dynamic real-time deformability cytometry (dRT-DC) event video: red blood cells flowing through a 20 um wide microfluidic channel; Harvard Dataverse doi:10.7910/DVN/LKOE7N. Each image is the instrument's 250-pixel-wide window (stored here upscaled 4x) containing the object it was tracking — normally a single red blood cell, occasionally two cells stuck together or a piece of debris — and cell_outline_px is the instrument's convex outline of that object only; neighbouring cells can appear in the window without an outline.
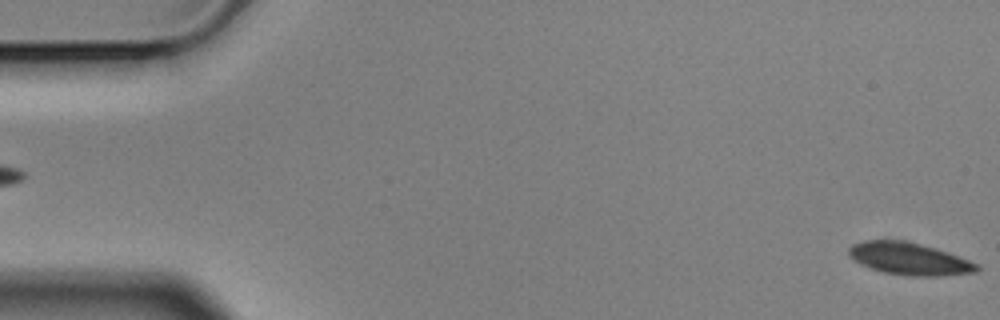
{"species": "Egyptian fruit bat (a non-hibernating species)", "species_latin": "Rousettus aegyptiacus", "temperature_condition": "cold", "stored_images_in_passage": 6, "segment_of_instrument_passage": [2, 2], "camera_frame_rate_fps": 3000, "um_per_image_px": 0.085, "animal": {"sex": "male"}, "frame": {"image": 1, "passage_image": 6, "time_ms": 1.667, "image_size_px": [1000, 320], "cell_outline_px": [[980, 268], [976, 272], [940, 276], [908, 276], [884, 272], [868, 268], [860, 264], [848, 256], [848, 248], [852, 244], [864, 240], [904, 240], [936, 248], [948, 252], [980, 264]], "centroid_in_image_um": [77.27, 21.99], "position_along_channel_um": 7.7, "area_um2": 24.33}}